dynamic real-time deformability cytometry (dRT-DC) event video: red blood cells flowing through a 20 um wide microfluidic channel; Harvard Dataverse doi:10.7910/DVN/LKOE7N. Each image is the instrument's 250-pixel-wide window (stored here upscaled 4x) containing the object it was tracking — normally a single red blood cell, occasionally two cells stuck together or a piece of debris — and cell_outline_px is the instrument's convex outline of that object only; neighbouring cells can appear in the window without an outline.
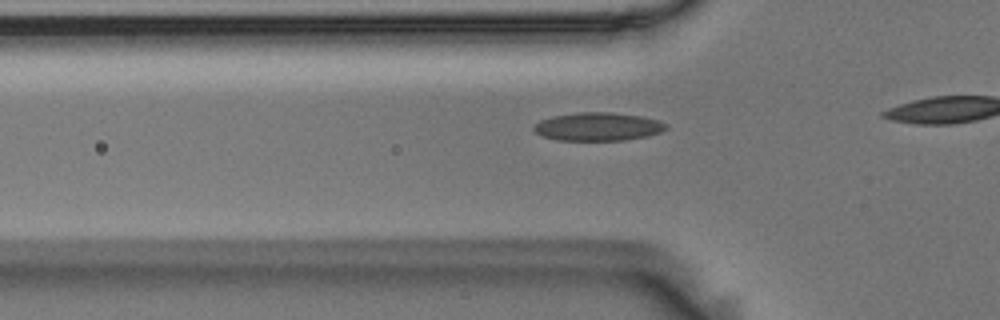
{"species": "Egyptian fruit bat (a non-hibernating species)", "species_latin": "Rousettus aegyptiacus", "temperature_condition": "room temperature", "stored_images_in_passage": 20, "camera_frame_rate_fps": 3000, "um_per_image_px": 0.085, "animal": {"sex": "male"}, "frame": {"image": 1, "passage_image": 14, "time_ms": 4.333, "image_size_px": [1000, 320], "cell_outline_px": [[668, 128], [660, 132], [648, 136], [624, 140], [556, 140], [544, 136], [536, 132], [532, 128], [540, 120], [552, 116], [580, 112], [608, 112], [640, 116], [660, 120], [668, 124]], "centroid_in_image_um": [50.86, 10.76], "position_along_channel_um": 74.9, "area_um2": 21.73}}
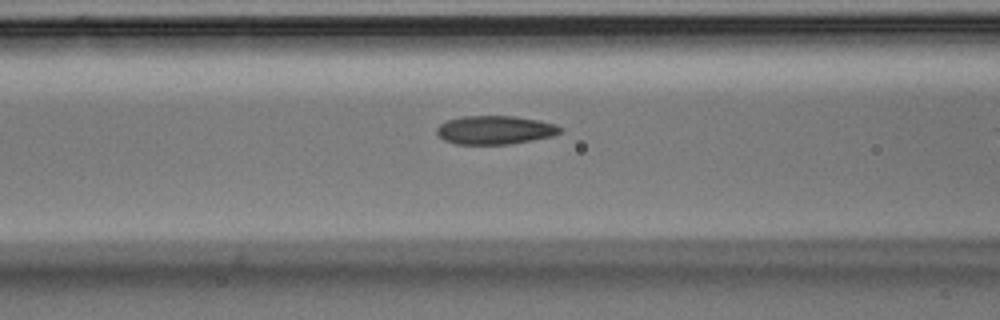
{"frame": {"image": 2, "passage_image": 18, "time_ms": 5.667, "image_size_px": [1000, 320], "cell_outline_px": [[564, 128], [560, 132], [552, 136], [532, 140], [508, 144], [456, 144], [444, 140], [436, 132], [436, 128], [440, 124], [448, 120], [460, 116], [516, 116], [540, 120], [556, 124]], "centroid_in_image_um": [42.09, 11.04], "position_along_channel_um": 124.5, "area_um2": 20.63}}